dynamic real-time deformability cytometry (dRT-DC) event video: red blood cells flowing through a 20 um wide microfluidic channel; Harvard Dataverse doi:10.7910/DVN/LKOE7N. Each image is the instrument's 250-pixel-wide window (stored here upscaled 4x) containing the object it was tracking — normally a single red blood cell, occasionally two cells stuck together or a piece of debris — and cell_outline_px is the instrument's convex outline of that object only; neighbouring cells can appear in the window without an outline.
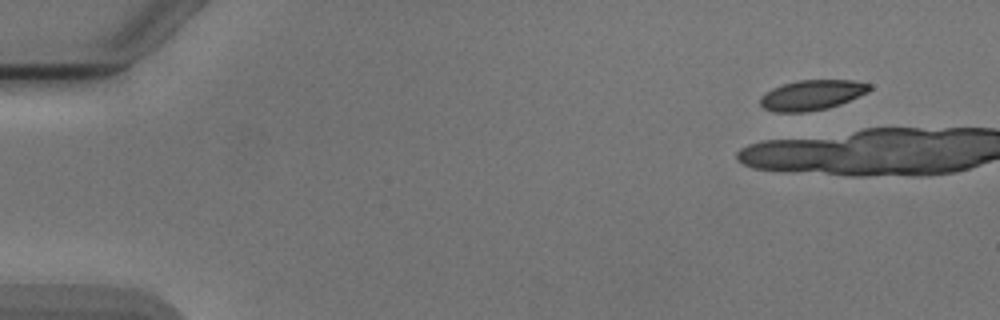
{"species": "Egyptian fruit bat (a non-hibernating species)", "species_latin": "Rousettus aegyptiacus", "temperature_condition": "cold", "stored_images_in_passage": 7, "camera_frame_rate_fps": 3000, "um_per_image_px": 0.085, "animal": {"sex": "male"}, "frame": {"image": 1, "passage_image": 1, "time_ms": 0.0, "image_size_px": [1000, 320], "cell_outline_px": [[872, 88], [868, 92], [840, 104], [828, 108], [808, 112], [776, 112], [764, 108], [760, 104], [760, 96], [772, 88], [784, 84], [800, 80], [852, 80], [872, 84]], "centroid_in_image_um": [69.02, 8.08], "position_along_channel_um": 16.0, "area_um2": 19.19}}
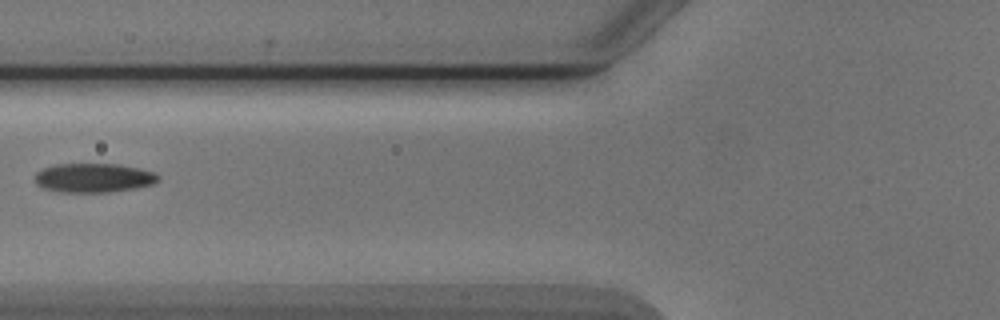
{"frame": {"image": 2, "passage_image": 7, "time_ms": 7.667, "image_size_px": [1000, 320], "cell_outline_px": [[160, 180], [152, 184], [136, 188], [108, 192], [60, 192], [44, 188], [36, 184], [36, 172], [44, 168], [56, 164], [116, 164], [136, 168], [152, 172], [160, 176]], "centroid_in_image_um": [7.95, 15.12], "position_along_channel_um": 117.8, "area_um2": 20.75}}